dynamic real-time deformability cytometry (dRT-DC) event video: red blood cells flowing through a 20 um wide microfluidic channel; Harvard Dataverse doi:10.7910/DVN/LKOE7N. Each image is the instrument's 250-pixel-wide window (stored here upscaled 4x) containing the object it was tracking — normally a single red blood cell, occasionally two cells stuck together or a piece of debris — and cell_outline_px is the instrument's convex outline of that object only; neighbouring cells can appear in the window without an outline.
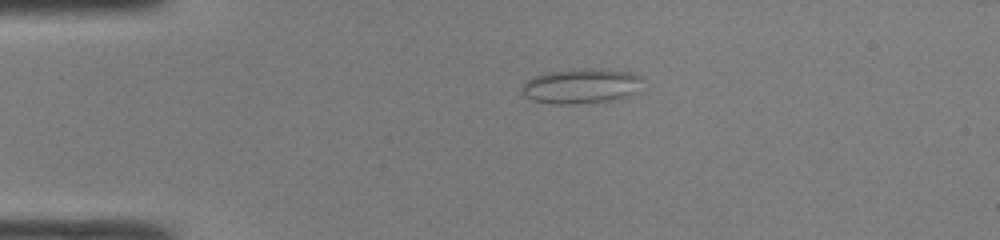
{"species": "common noctule bat (a hibernating species)", "species_latin": "Nyctalus noctula", "temperature_condition": "room temperature", "stored_images_in_passage": 39, "camera_frame_rate_fps": 3000, "um_per_image_px": 0.085, "animal": {"sex": "male", "body_mass_g": 19.0, "forearm_length_mm": 50.8}, "frame": {"image": 1, "passage_image": 2, "time_ms": 0.333, "image_size_px": [1000, 240], "cell_outline_px": [[644, 76], [632, 92], [628, 96], [608, 100], [576, 104], [552, 104], [532, 100], [524, 96], [520, 92], [520, 88], [524, 80], [532, 76], [544, 72], [584, 68], [600, 68], [628, 72]], "centroid_in_image_um": [49.27, 7.29], "position_along_channel_um": 35.7, "area_um2": 24.74}}
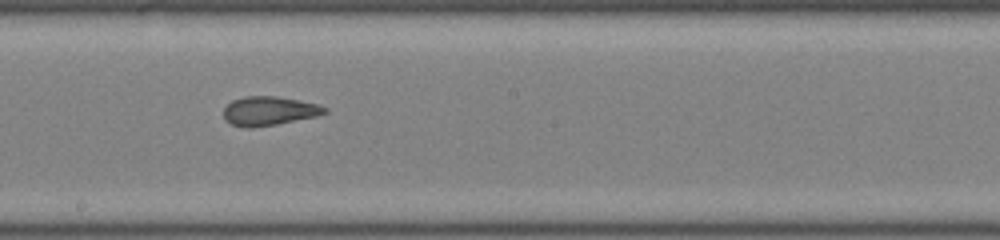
{"frame": {"image": 2, "passage_image": 18, "time_ms": 5.667, "image_size_px": [1000, 240], "cell_outline_px": [[328, 112], [316, 116], [276, 124], [252, 128], [248, 128], [232, 124], [224, 120], [224, 108], [232, 100], [244, 96], [276, 96], [320, 104], [328, 108]], "centroid_in_image_um": [22.88, 9.42], "position_along_channel_um": 225.3, "area_um2": 17.11}}
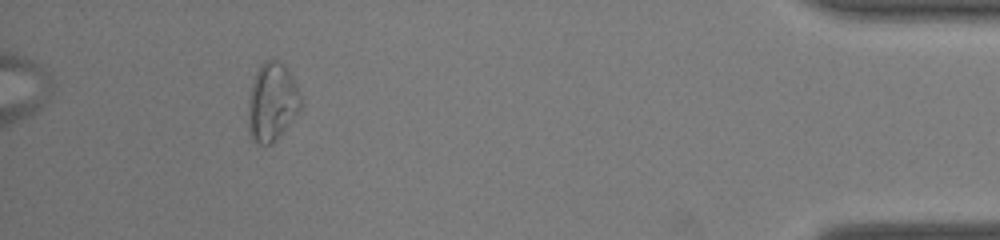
{"frame": {"image": 3, "passage_image": 35, "time_ms": 11.333, "image_size_px": [1000, 240], "cell_outline_px": [[300, 108], [276, 140], [272, 144], [256, 144], [252, 140], [248, 132], [248, 100], [252, 84], [256, 72], [260, 64], [264, 60], [280, 60], [288, 68], [296, 84], [300, 96]], "centroid_in_image_um": [23.09, 8.66], "position_along_channel_um": 412.1, "area_um2": 23.99}, "authors_computed_cell_mechanics": {"area_um2": 17.9758, "velocity_mm_per_s": 4.3009, "shape_relaxation_time_tau1_ms": 7.6242, "shape_relaxation_time_tau2_ms": 0.9601, "deformation_change_tau1": 0.1636, "deformation_change_tau2": 0.0855}}